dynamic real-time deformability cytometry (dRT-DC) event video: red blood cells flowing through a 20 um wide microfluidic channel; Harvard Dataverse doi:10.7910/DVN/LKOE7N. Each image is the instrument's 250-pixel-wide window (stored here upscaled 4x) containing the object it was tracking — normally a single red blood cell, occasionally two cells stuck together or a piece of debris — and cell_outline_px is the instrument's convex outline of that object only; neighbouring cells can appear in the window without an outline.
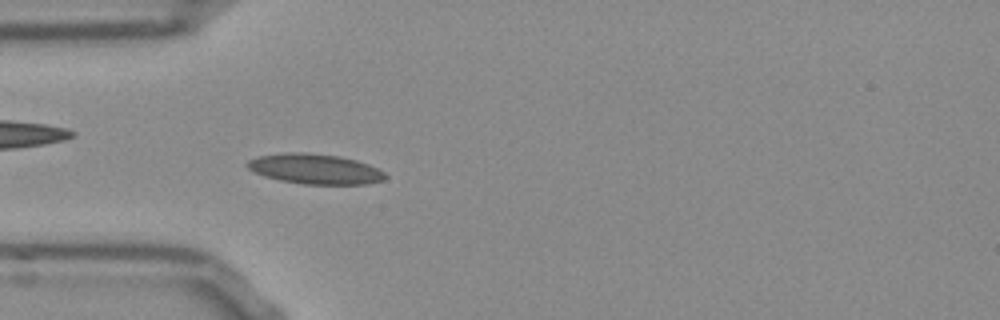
{"species": "Egyptian fruit bat (a non-hibernating species)", "species_latin": "Rousettus aegyptiacus", "temperature_condition": "room temperature", "stored_images_in_passage": 44, "camera_frame_rate_fps": 3000, "um_per_image_px": 0.085, "frame": {"image": 1, "passage_image": 13, "time_ms": 4.0, "image_size_px": [1000, 320], "cell_outline_px": [[388, 176], [384, 180], [368, 184], [304, 184], [280, 180], [264, 176], [248, 168], [244, 164], [248, 160], [256, 156], [284, 152], [304, 152], [340, 156], [356, 160], [368, 164], [384, 172]], "centroid_in_image_um": [26.76, 14.35], "position_along_channel_um": 58.2, "area_um2": 24.33}}
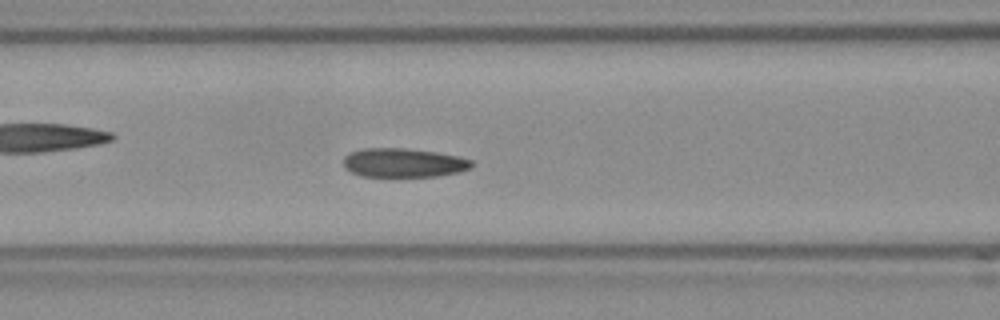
{"frame": {"image": 2, "passage_image": 19, "time_ms": 6.0, "image_size_px": [1000, 320], "cell_outline_px": [[472, 168], [460, 172], [436, 176], [360, 176], [344, 168], [344, 156], [348, 152], [364, 148], [404, 148], [436, 152], [456, 156], [472, 160]], "centroid_in_image_um": [34.28, 13.83], "position_along_channel_um": 132.3, "area_um2": 21.68}, "authors_computed_cell_mechanics": {"area_um2": 22.1374, "velocity_mm_per_s": 3.7891, "shape_relaxation_time_tau1_ms": 7.1545, "shape_relaxation_time_tau2_ms": 1.6343, "deformation_change_tau1": 0.1308, "deformation_change_tau2": 0.0673}}